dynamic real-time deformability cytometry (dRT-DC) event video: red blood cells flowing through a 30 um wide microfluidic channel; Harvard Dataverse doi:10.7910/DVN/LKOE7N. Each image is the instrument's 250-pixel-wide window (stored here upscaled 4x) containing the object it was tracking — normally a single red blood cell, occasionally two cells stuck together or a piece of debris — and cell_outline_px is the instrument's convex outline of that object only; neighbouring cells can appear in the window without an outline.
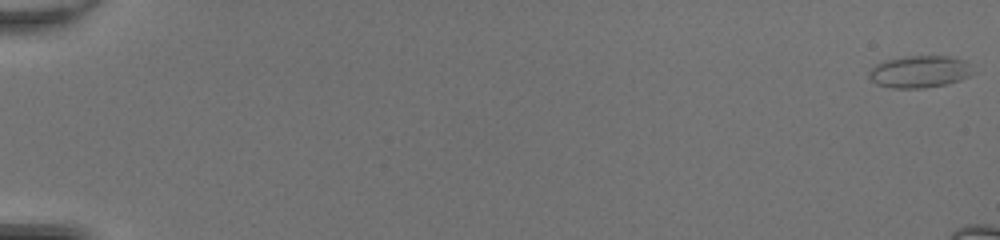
{"species": "common noctule bat (a hibernating species)", "species_latin": "Nyctalus noctula", "temperature_condition": "room temperature", "stored_images_in_passage": 12, "camera_frame_rate_fps": 3000, "um_per_image_px": 0.085, "animal": {"sex": "female", "body_mass_g": 20.0, "forearm_length_mm": 54.0}, "frame": {"image": 1, "passage_image": 1, "time_ms": 0.0, "image_size_px": [1000, 240], "cell_outline_px": [[976, 72], [960, 80], [948, 84], [924, 88], [892, 88], [876, 84], [868, 76], [868, 72], [876, 64], [884, 60], [900, 56], [948, 56], [964, 60]], "centroid_in_image_um": [78.16, 6.09], "position_along_channel_um": 6.8, "area_um2": 19.65}}